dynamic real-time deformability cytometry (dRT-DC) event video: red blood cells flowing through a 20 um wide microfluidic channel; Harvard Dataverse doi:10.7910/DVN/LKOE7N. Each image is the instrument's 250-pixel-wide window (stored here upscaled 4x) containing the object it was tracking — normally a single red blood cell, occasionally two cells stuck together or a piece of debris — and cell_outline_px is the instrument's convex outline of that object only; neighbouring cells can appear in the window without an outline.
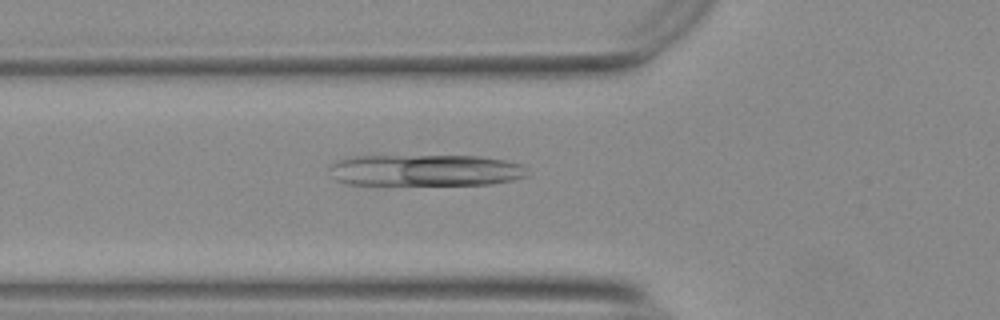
{"species": "Egyptian fruit bat (a non-hibernating species)", "species_latin": "Rousettus aegyptiacus", "temperature_condition": "warm", "stored_images_in_passage": 44, "camera_frame_rate_fps": 3000, "um_per_image_px": 0.085, "animal": {"sex": "female"}, "frame": {"image": 1, "passage_image": 9, "time_ms": 2.667, "image_size_px": [1000, 320], "cell_outline_px": [[528, 176], [512, 180], [492, 184], [348, 184], [336, 180], [332, 176], [328, 168], [336, 160], [348, 156], [480, 156], [504, 160], [524, 164]], "centroid_in_image_um": [36.15, 14.46], "position_along_channel_um": 89.7, "area_um2": 36.53}}
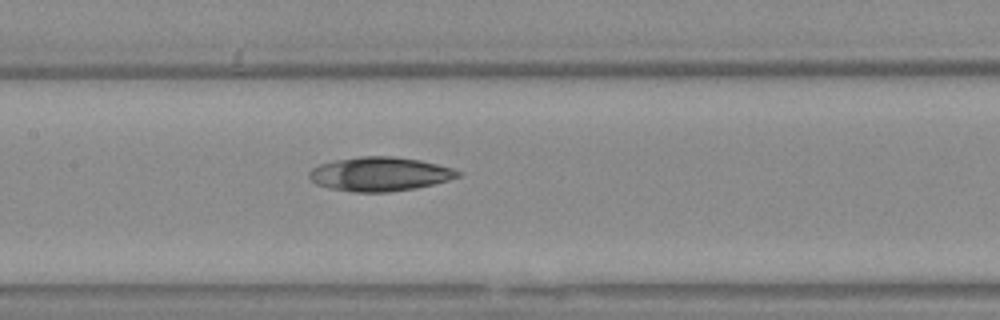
{"frame": {"image": 2, "passage_image": 16, "time_ms": 5.0, "image_size_px": [1000, 320], "cell_outline_px": [[460, 176], [448, 180], [416, 188], [388, 192], [352, 192], [328, 188], [316, 184], [308, 176], [308, 172], [312, 168], [320, 164], [336, 160], [360, 156], [392, 156], [420, 160], [452, 168], [460, 172]], "centroid_in_image_um": [32.25, 14.8], "position_along_channel_um": 175.2, "area_um2": 29.42}}
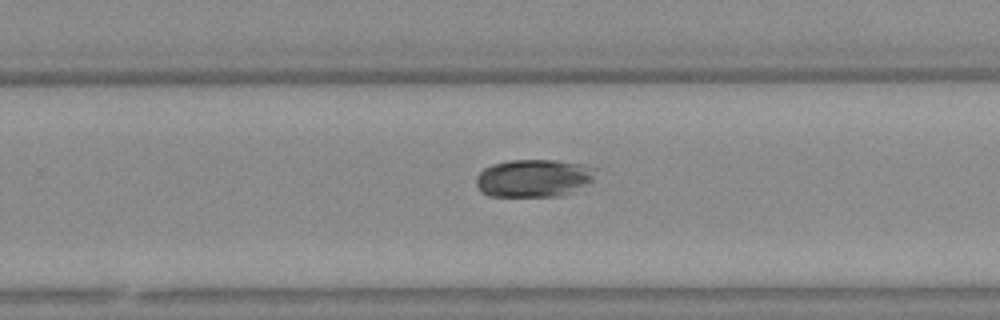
{"frame": {"image": 3, "passage_image": 25, "time_ms": 8.0, "image_size_px": [1000, 320], "cell_outline_px": [[600, 168], [592, 180], [560, 196], [488, 196], [476, 184], [476, 176], [484, 168], [492, 164], [508, 160], [556, 160], [584, 164]], "centroid_in_image_um": [45.37, 15.11], "position_along_channel_um": 284.4, "area_um2": 26.24}}